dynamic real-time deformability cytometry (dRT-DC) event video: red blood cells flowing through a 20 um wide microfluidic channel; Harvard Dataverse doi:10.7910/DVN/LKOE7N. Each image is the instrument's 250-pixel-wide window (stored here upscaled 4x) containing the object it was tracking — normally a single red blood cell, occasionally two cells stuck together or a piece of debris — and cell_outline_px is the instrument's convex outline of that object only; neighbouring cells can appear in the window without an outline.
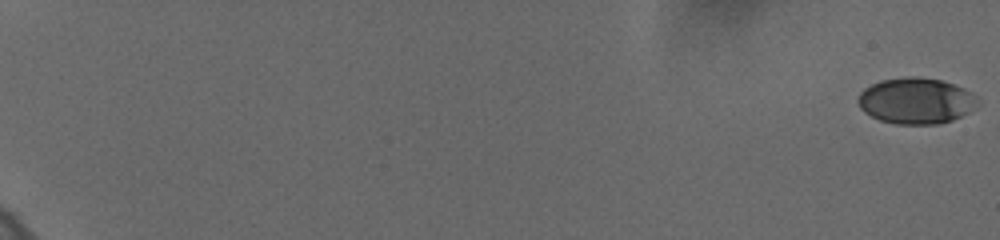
{"species": "human", "species_latin": "Homo sapiens", "temperature_condition": "cold", "stored_images_in_passage": 61, "camera_frame_rate_fps": 3000, "um_per_image_px": 0.085, "donor": {"sex": "female"}, "frame": {"image": 1, "passage_image": 1, "time_ms": 0.0, "image_size_px": [1000, 240], "cell_outline_px": [[980, 104], [976, 108], [952, 120], [936, 124], [896, 124], [880, 120], [864, 112], [860, 108], [856, 100], [860, 92], [864, 88], [880, 80], [908, 76], [920, 76], [940, 80], [964, 88], [976, 96]], "centroid_in_image_um": [77.85, 8.56], "position_along_channel_um": 7.2, "area_um2": 32.31}}
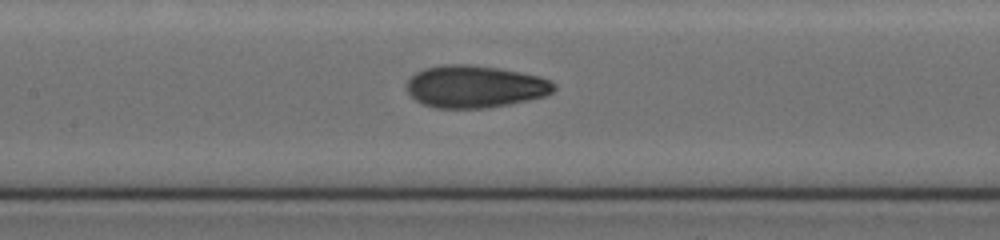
{"frame": {"image": 2, "passage_image": 34, "time_ms": 11.0, "image_size_px": [1000, 240], "cell_outline_px": [[556, 88], [552, 92], [544, 96], [528, 100], [508, 104], [484, 108], [436, 108], [424, 104], [416, 100], [408, 92], [408, 80], [416, 72], [424, 68], [444, 64], [468, 64], [496, 68], [520, 72], [540, 76], [556, 84]], "centroid_in_image_um": [40.38, 7.35], "position_along_channel_um": 167.0, "area_um2": 36.07}}
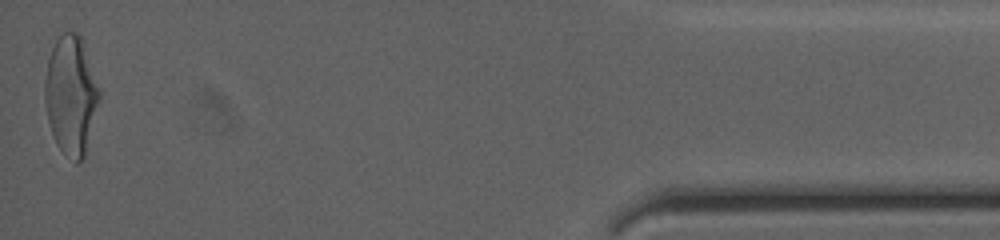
{"frame": {"image": 3, "passage_image": 61, "time_ms": 20.0, "image_size_px": [1000, 240], "cell_outline_px": [[100, 96], [84, 160], [76, 164], [56, 144], [48, 120], [44, 104], [44, 80], [48, 60], [52, 48], [56, 40], [64, 32], [76, 32], [80, 36], [100, 92]], "centroid_in_image_um": [6.01, 8.13], "position_along_channel_um": 429.2, "area_um2": 37.34}, "authors_computed_cell_mechanics": {"area_um2": 34.4488, "velocity_mm_per_s": 3.6364, "shape_relaxation_time_tau1_ms": 4.0995, "shape_relaxation_time_tau2_ms": 1.4668, "deformation_change_tau1": 0.17, "deformation_change_tau2": 0.0663}}